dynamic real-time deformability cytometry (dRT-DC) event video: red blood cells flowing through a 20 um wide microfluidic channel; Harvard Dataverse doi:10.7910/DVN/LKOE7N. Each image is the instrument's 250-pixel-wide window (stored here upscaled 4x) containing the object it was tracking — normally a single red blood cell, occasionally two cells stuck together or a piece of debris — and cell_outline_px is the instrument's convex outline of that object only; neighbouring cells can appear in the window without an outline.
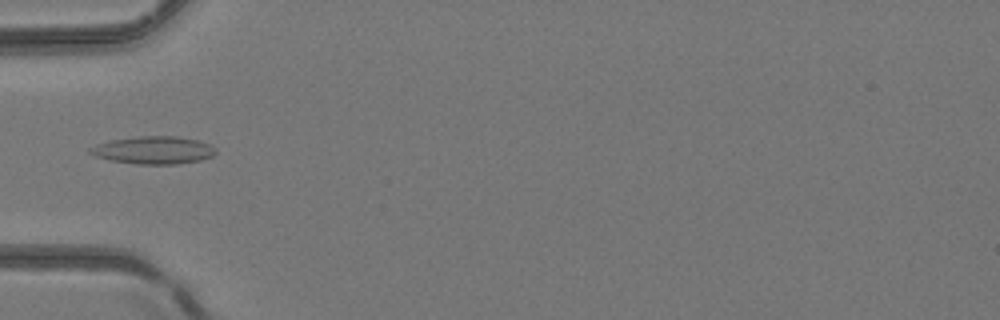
{"species": "common noctule bat (a hibernating species)", "species_latin": "Nyctalus noctula", "temperature_condition": "room temperature", "stored_images_in_passage": 6, "camera_frame_rate_fps": 3000, "um_per_image_px": 0.085, "animal": {"sex": "female", "body_mass_g": 24.6, "forearm_length_mm": 56.2}, "frame": {"image": 1, "passage_image": 5, "time_ms": 4.667, "image_size_px": [1000, 320], "cell_outline_px": [[216, 152], [212, 156], [200, 160], [176, 164], [136, 164], [108, 160], [96, 156], [88, 152], [88, 148], [96, 144], [112, 140], [140, 136], [176, 136], [196, 140], [208, 144], [216, 148]], "centroid_in_image_um": [13.02, 12.77], "position_along_channel_um": 72.0, "area_um2": 20.17}}
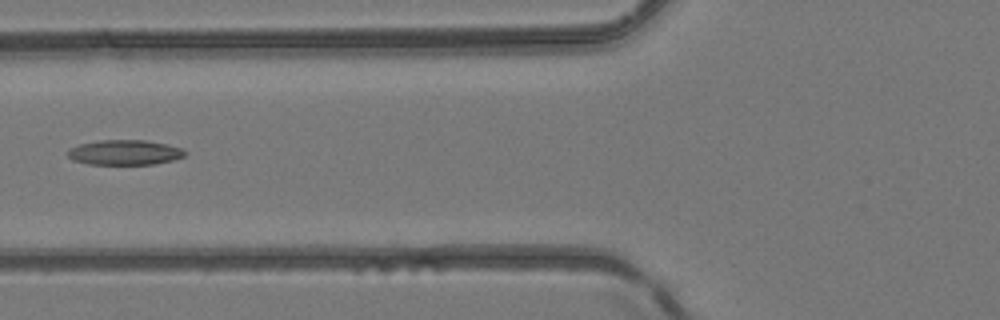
{"frame": {"image": 2, "passage_image": 6, "time_ms": 5.667, "image_size_px": [1000, 320], "cell_outline_px": [[188, 152], [184, 156], [172, 160], [152, 164], [88, 164], [72, 160], [68, 156], [68, 148], [80, 144], [100, 140], [144, 140], [164, 144], [180, 148]], "centroid_in_image_um": [10.56, 12.96], "position_along_channel_um": 115.2, "area_um2": 16.94}}